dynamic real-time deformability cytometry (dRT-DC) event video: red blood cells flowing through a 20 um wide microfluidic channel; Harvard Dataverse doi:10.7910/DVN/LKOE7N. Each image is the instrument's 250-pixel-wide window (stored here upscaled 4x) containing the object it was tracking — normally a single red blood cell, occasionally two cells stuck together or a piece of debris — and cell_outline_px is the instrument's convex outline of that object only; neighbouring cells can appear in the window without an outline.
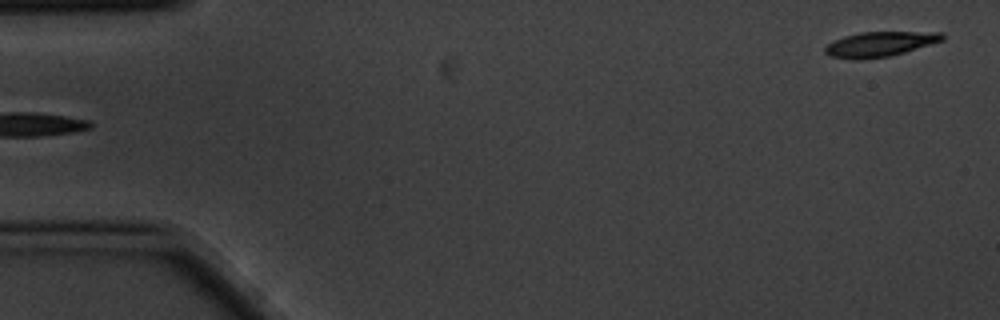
{"species": "common noctule bat (a hibernating species)", "species_latin": "Nyctalus noctula", "temperature_condition": "cold", "stored_images_in_passage": 5, "segment_of_instrument_passage": [2, 2], "camera_frame_rate_fps": 3000, "um_per_image_px": 0.085, "animal": {"sex": "male", "body_mass_g": 20.1, "forearm_length_mm": 53.5}, "frame": {"image": 1, "passage_image": 5, "time_ms": 1.333, "image_size_px": [1000, 320], "cell_outline_px": [[944, 40], [904, 52], [888, 56], [856, 60], [828, 56], [824, 52], [824, 48], [828, 44], [844, 36], [860, 32], [944, 32]], "centroid_in_image_um": [74.77, 3.75], "position_along_channel_um": 10.2, "area_um2": 16.94}}